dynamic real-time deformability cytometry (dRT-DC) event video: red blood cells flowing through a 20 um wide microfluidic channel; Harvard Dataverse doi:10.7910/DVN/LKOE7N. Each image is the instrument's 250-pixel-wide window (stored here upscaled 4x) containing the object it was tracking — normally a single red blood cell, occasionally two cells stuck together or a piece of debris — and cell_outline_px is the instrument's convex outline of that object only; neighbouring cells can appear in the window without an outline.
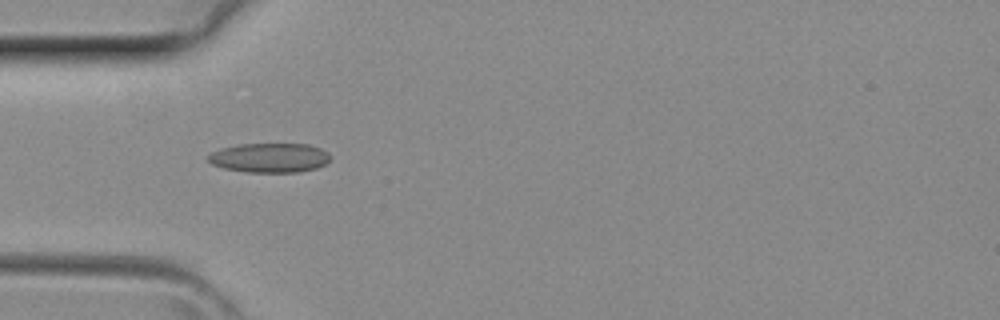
{"species": "common noctule bat (a hibernating species)", "species_latin": "Nyctalus noctula", "temperature_condition": "room temperature", "stored_images_in_passage": 2, "camera_frame_rate_fps": 3000, "um_per_image_px": 0.085, "animal": {"sex": "female", "body_mass_g": 29.2, "forearm_length_mm": 56.3}, "frame": {"image": 1, "passage_image": 2, "time_ms": 0.333, "image_size_px": [1000, 320], "cell_outline_px": [[328, 160], [324, 164], [316, 168], [296, 172], [248, 172], [224, 168], [212, 164], [208, 160], [208, 156], [212, 152], [220, 148], [236, 144], [308, 144], [320, 148], [328, 152]], "centroid_in_image_um": [22.88, 13.4], "position_along_channel_um": 62.1, "area_um2": 20.81}}